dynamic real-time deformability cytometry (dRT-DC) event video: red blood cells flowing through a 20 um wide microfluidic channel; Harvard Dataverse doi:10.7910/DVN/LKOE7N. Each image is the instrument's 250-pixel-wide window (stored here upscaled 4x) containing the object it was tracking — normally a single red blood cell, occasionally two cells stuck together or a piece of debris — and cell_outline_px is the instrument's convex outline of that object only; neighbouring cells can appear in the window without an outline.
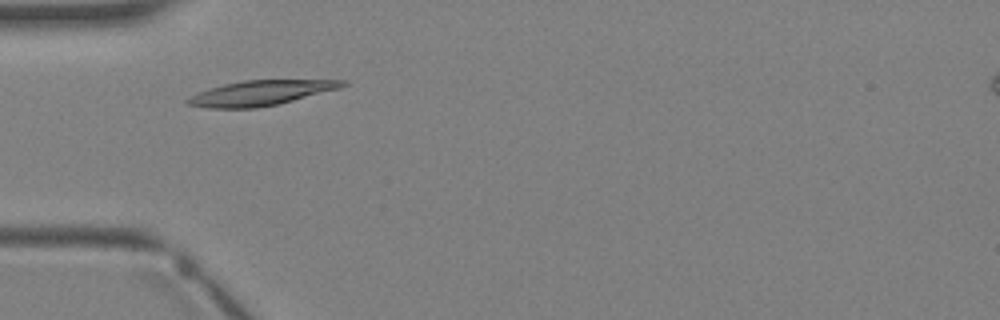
{"species": "Egyptian fruit bat (a non-hibernating species)", "species_latin": "Rousettus aegyptiacus", "temperature_condition": "warm", "stored_images_in_passage": 2, "camera_frame_rate_fps": 3000, "um_per_image_px": 0.085, "animal": {"sex": "female"}, "frame": {"image": 1, "passage_image": 2, "time_ms": 1.0, "image_size_px": [1000, 320], "cell_outline_px": [[348, 84], [340, 88], [280, 104], [256, 108], [208, 108], [188, 104], [184, 100], [188, 96], [196, 92], [208, 88], [224, 84], [244, 80], [348, 80]], "centroid_in_image_um": [22.13, 7.9], "position_along_channel_um": 62.9, "area_um2": 22.72}}